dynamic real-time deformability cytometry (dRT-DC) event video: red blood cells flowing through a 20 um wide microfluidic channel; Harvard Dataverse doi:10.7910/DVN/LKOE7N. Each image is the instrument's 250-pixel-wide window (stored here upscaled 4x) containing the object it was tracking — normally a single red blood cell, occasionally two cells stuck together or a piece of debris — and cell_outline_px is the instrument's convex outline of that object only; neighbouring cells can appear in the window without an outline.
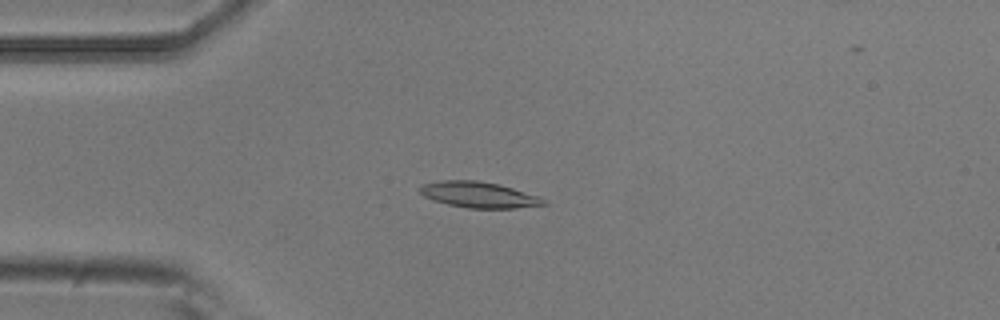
{"species": "common noctule bat (a hibernating species)", "species_latin": "Nyctalus noctula", "temperature_condition": "room temperature", "stored_images_in_passage": 5, "camera_frame_rate_fps": 3000, "um_per_image_px": 0.085, "animal": {"sex": "male", "body_mass_g": 20.5, "forearm_length_mm": 52.5}, "frame": {"image": 1, "passage_image": 3, "time_ms": 0.667, "image_size_px": [1000, 320], "cell_outline_px": [[548, 204], [516, 208], [468, 208], [448, 204], [424, 196], [420, 192], [420, 188], [424, 184], [440, 180], [476, 180], [500, 184], [536, 196], [544, 200]], "centroid_in_image_um": [40.69, 16.55], "position_along_channel_um": 44.3, "area_um2": 18.32}}
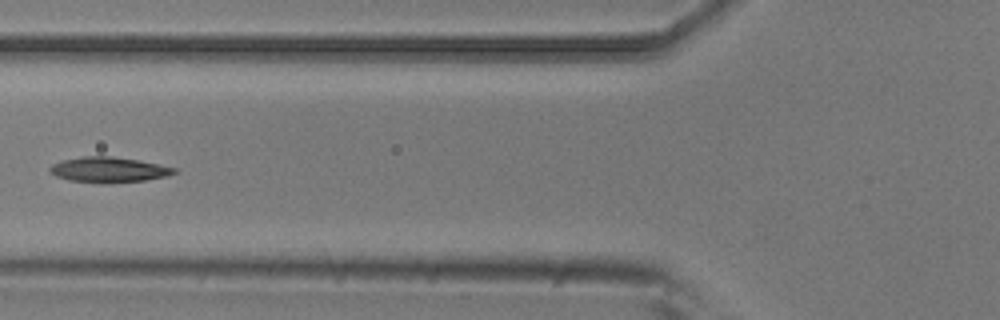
{"frame": {"image": 2, "passage_image": 5, "time_ms": 1.333, "image_size_px": [1000, 320], "cell_outline_px": [[180, 172], [168, 176], [144, 180], [68, 180], [56, 176], [48, 172], [48, 168], [52, 164], [64, 160], [80, 156], [112, 156], [136, 160], [176, 168]], "centroid_in_image_um": [9.23, 14.37], "position_along_channel_um": 116.6, "area_um2": 17.4}}